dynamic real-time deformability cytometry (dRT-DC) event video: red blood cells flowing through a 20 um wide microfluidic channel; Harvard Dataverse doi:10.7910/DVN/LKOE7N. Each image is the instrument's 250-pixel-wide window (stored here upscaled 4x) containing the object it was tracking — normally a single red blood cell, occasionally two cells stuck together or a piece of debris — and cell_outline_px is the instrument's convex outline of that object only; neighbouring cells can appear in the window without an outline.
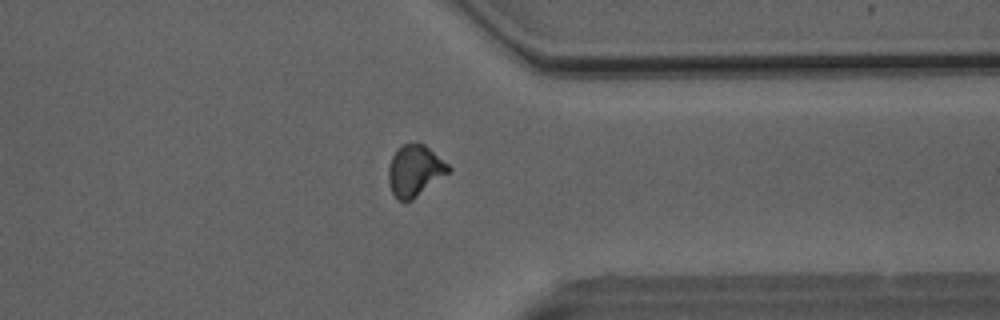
{"species": "Egyptian fruit bat (a non-hibernating species)", "species_latin": "Rousettus aegyptiacus", "temperature_condition": "room temperature", "stored_images_in_passage": 41, "camera_frame_rate_fps": 3000, "um_per_image_px": 0.085, "animal": {"sex": "male"}, "frame": {"image": 1, "passage_image": 40, "time_ms": 13.0, "image_size_px": [1000, 320], "cell_outline_px": [[452, 168], [448, 172], [412, 200], [400, 200], [392, 192], [388, 180], [388, 168], [392, 156], [396, 148], [404, 144], [424, 144], [448, 164]], "centroid_in_image_um": [35.24, 14.49], "position_along_channel_um": 376.2, "area_um2": 17.51}, "authors_computed_cell_mechanics": {"area_um2": 18.3804, "velocity_mm_per_s": 4.0712, "shape_relaxation_time_tau1_ms": 7.811, "shape_relaxation_time_tau2_ms": 1.5487, "deformation_change_tau1": 0.1613, "deformation_change_tau2": 0.0698}}